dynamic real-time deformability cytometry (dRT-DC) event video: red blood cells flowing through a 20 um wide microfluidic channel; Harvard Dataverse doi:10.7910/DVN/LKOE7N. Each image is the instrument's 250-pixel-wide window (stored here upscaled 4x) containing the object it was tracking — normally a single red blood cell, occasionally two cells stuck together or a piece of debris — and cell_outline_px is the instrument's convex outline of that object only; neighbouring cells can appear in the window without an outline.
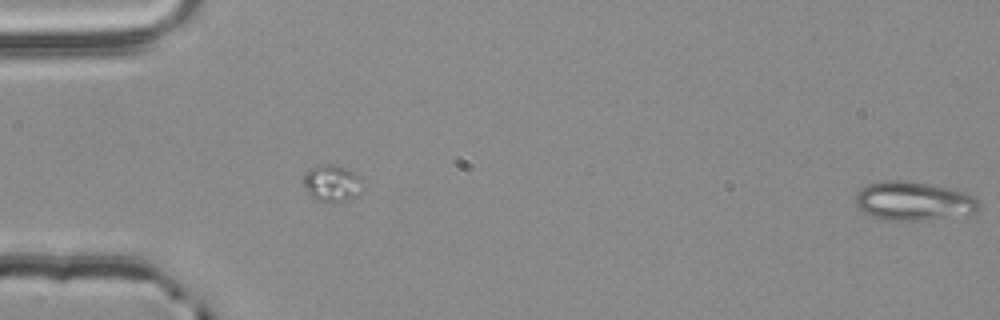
{"species": "common noctule bat (a hibernating species)", "species_latin": "Nyctalus noctula", "temperature_condition": "room temperature", "stored_images_in_passage": 4, "segment_of_instrument_passage": [2, 2], "camera_frame_rate_fps": 3000, "um_per_image_px": 0.085, "animal": {"sex": "male", "body_mass_g": 20.4}, "frame": {"image": 1, "passage_image": 4, "time_ms": 1.0, "image_size_px": [1000, 320], "cell_outline_px": [[984, 208], [980, 212], [916, 220], [880, 220], [864, 212], [856, 204], [856, 192], [868, 184], [884, 180], [904, 180], [928, 184], [964, 192], [976, 196], [980, 200]], "centroid_in_image_um": [77.69, 17.08], "position_along_channel_um": 7.3, "area_um2": 27.92}}